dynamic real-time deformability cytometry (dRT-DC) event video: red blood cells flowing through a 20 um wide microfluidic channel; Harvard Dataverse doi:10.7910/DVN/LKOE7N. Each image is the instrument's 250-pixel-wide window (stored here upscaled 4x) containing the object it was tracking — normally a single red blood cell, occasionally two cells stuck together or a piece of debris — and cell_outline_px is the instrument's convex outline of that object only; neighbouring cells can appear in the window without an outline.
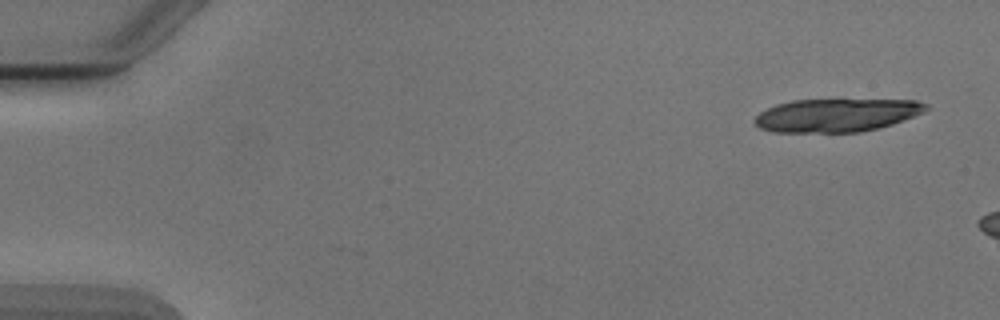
{"species": "Egyptian fruit bat (a non-hibernating species)", "species_latin": "Rousettus aegyptiacus", "temperature_condition": "cold", "stored_images_in_passage": 4, "camera_frame_rate_fps": 3000, "um_per_image_px": 0.085, "animal": {"sex": "male"}, "frame": {"image": 1, "passage_image": 1, "time_ms": 0.0, "image_size_px": [1000, 320], "cell_outline_px": [[932, 108], [924, 112], [892, 124], [860, 132], [772, 132], [760, 128], [752, 120], [760, 112], [776, 104], [792, 100], [916, 100], [928, 104]], "centroid_in_image_um": [71.11, 9.79], "position_along_channel_um": 13.9, "area_um2": 33.12}}